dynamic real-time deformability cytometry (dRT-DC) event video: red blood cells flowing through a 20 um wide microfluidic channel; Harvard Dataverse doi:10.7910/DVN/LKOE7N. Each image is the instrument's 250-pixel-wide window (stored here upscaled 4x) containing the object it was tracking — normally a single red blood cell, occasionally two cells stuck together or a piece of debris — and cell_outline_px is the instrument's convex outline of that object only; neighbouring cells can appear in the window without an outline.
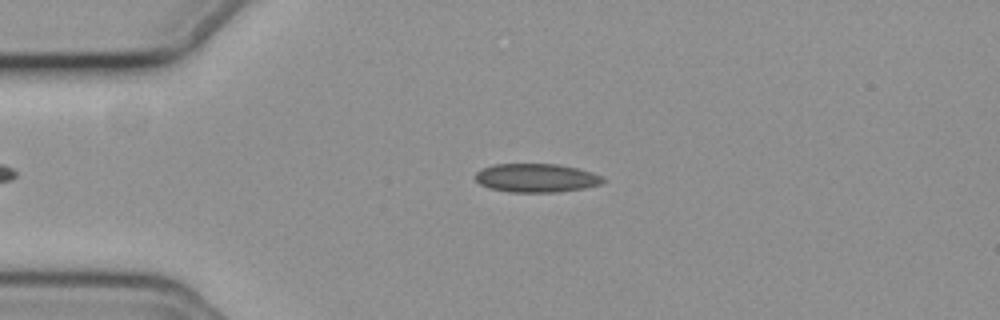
{"species": "common noctule bat (a hibernating species)", "species_latin": "Nyctalus noctula", "temperature_condition": "cold", "stored_images_in_passage": 46, "camera_frame_rate_fps": 3000, "um_per_image_px": 0.085, "animal": {"sex": "female", "body_mass_g": 19.3, "forearm_length_mm": 54.1}, "frame": {"image": 1, "passage_image": 4, "time_ms": 1.0, "image_size_px": [1000, 320], "cell_outline_px": [[604, 180], [600, 184], [584, 188], [556, 192], [508, 192], [488, 188], [480, 184], [472, 176], [480, 168], [492, 164], [556, 164], [576, 168], [592, 172], [604, 176]], "centroid_in_image_um": [45.52, 15.12], "position_along_channel_um": 39.5, "area_um2": 21.5}}
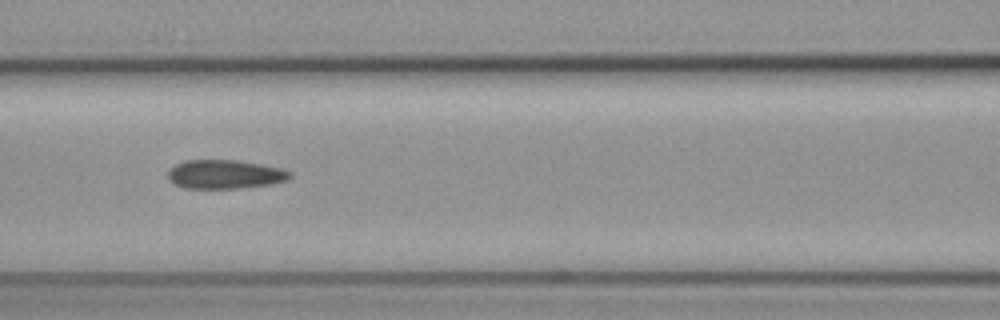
{"frame": {"image": 2, "passage_image": 15, "time_ms": 4.667, "image_size_px": [1000, 320], "cell_outline_px": [[292, 176], [288, 180], [272, 184], [240, 188], [184, 188], [172, 184], [168, 180], [168, 172], [176, 164], [184, 160], [236, 160], [260, 164], [280, 168], [292, 172]], "centroid_in_image_um": [19.11, 14.82], "position_along_channel_um": 147.5, "area_um2": 20.63}}
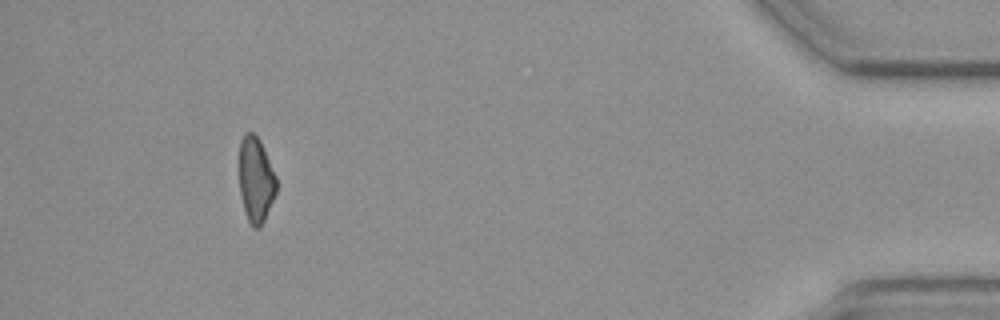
{"frame": {"image": 3, "passage_image": 42, "time_ms": 13.667, "image_size_px": [1000, 320], "cell_outline_px": [[276, 192], [264, 220], [260, 228], [252, 228], [244, 212], [240, 192], [240, 140], [244, 132], [252, 132], [260, 140], [276, 176]], "centroid_in_image_um": [21.74, 15.28], "position_along_channel_um": 413.5, "area_um2": 18.38}, "authors_computed_cell_mechanics": {"area_um2": 20.7502, "velocity_mm_per_s": 3.7266, "shape_relaxation_time_tau1_ms": null, "shape_relaxation_time_tau2_ms": 6.1374, "deformation_change_tau1": null, "deformation_change_tau2": 0.1287}}